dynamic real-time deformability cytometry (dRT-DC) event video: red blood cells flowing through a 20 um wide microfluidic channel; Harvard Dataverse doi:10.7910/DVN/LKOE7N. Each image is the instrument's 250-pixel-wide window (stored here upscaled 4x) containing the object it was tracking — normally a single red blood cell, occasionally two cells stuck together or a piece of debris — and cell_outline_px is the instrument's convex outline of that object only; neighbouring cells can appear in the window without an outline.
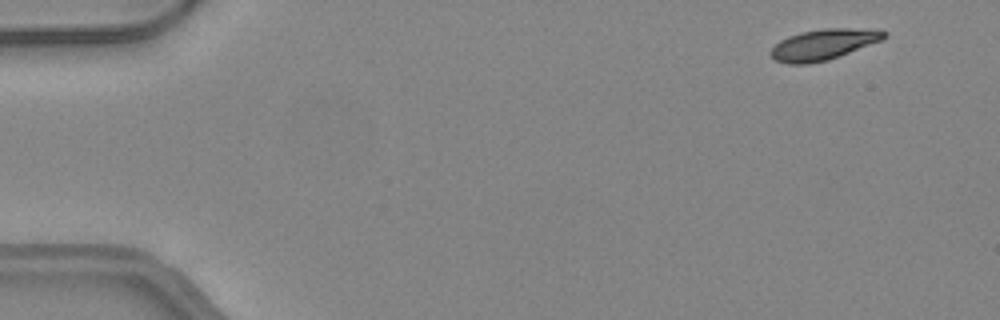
{"species": "common noctule bat (a hibernating species)", "species_latin": "Nyctalus noctula", "temperature_condition": "warm", "stored_images_in_passage": 49, "camera_frame_rate_fps": 3000, "um_per_image_px": 0.085, "animal": {"sex": "female", "body_mass_g": 24.6, "forearm_length_mm": 56.2}, "frame": {"image": 1, "passage_image": 4, "time_ms": 1.0, "image_size_px": [1000, 320], "cell_outline_px": [[888, 36], [884, 40], [828, 60], [808, 64], [788, 64], [776, 60], [768, 52], [780, 40], [788, 36], [800, 32], [824, 28], [880, 28], [888, 32]], "centroid_in_image_um": [70.08, 3.76], "position_along_channel_um": 14.9, "area_um2": 20.75}}
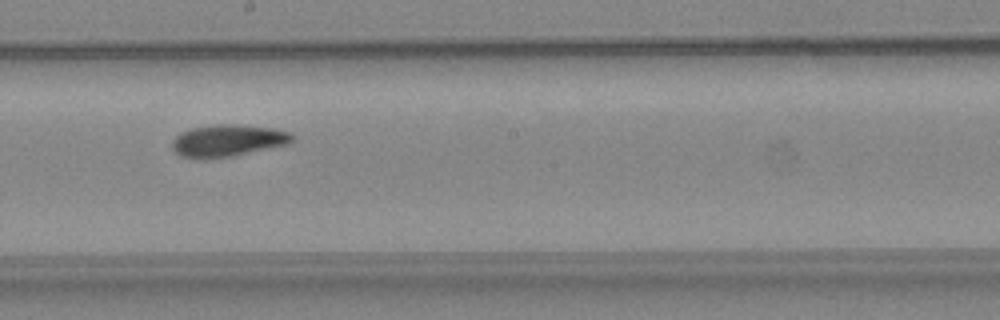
{"frame": {"image": 2, "passage_image": 28, "time_ms": 9.0, "image_size_px": [1000, 320], "cell_outline_px": [[296, 136], [288, 144], [232, 156], [180, 156], [172, 148], [172, 140], [180, 132], [192, 128], [216, 124], [228, 124], [272, 128], [288, 132]], "centroid_in_image_um": [19.38, 11.91], "position_along_channel_um": 228.8, "area_um2": 21.62}}
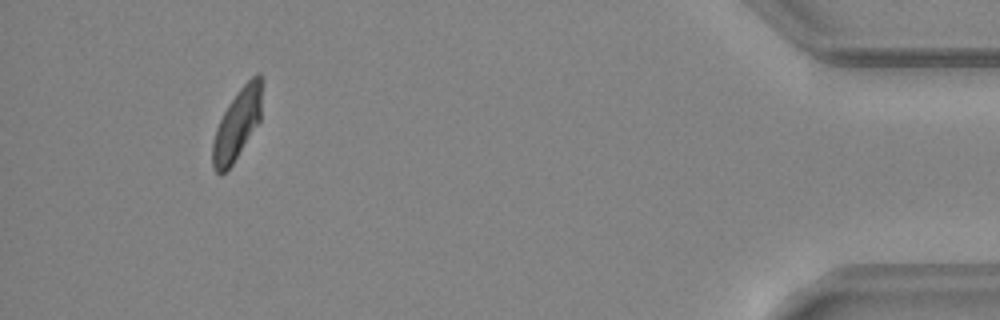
{"frame": {"image": 3, "passage_image": 46, "time_ms": 15.0, "image_size_px": [1000, 320], "cell_outline_px": [[260, 120], [232, 164], [220, 176], [212, 168], [212, 140], [216, 128], [228, 104], [236, 92], [256, 72], [260, 72]], "centroid_in_image_um": [20.11, 10.59], "position_along_channel_um": 415.1, "area_um2": 19.88}, "authors_computed_cell_mechanics": {"area_um2": 21.2704, "velocity_mm_per_s": 4.2121, "shape_relaxation_time_tau1_ms": 4.6142, "shape_relaxation_time_tau2_ms": 7.5481, "deformation_change_tau1": 0.1526, "deformation_change_tau2": 0.106}}